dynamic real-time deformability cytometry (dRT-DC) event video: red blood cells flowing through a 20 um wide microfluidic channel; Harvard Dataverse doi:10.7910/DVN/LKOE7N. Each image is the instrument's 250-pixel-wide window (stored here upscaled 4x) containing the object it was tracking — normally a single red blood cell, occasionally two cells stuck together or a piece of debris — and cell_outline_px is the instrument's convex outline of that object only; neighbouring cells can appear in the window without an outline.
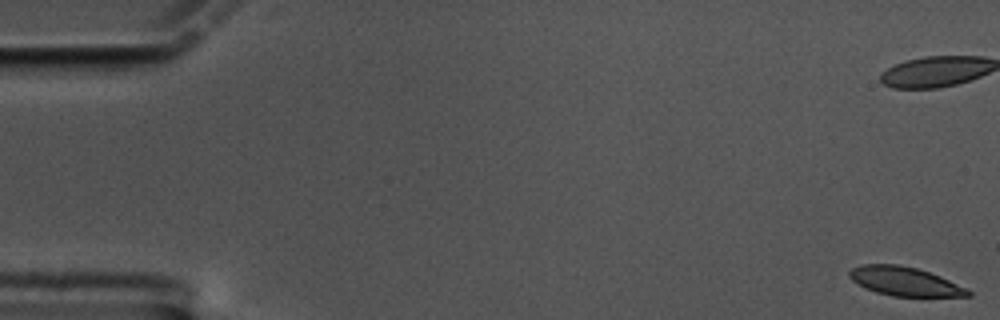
{"species": "common noctule bat (a hibernating species)", "species_latin": "Nyctalus noctula", "temperature_condition": "cold", "stored_images_in_passage": 54, "camera_frame_rate_fps": 3000, "um_per_image_px": 0.085, "animal": {"sex": "male", "body_mass_g": 17.5, "forearm_length_mm": 52.3}, "frame": {"image": 1, "passage_image": 1, "time_ms": 0.0, "image_size_px": [1000, 320], "cell_outline_px": [[972, 296], [892, 296], [876, 292], [864, 288], [852, 280], [848, 276], [848, 272], [852, 268], [860, 264], [896, 264], [916, 268], [940, 276], [972, 292]], "centroid_in_image_um": [76.84, 23.91], "position_along_channel_um": 8.2, "area_um2": 19.77}, "authors_computed_cell_mechanics": {"area_um2": 21.5594, "velocity_mm_per_s": 3.3254, "shape_relaxation_time_tau1_ms": 4.6453, "shape_relaxation_time_tau2_ms": 8.5121, "deformation_change_tau1": 0.1389, "deformation_change_tau2": 0.1406}}